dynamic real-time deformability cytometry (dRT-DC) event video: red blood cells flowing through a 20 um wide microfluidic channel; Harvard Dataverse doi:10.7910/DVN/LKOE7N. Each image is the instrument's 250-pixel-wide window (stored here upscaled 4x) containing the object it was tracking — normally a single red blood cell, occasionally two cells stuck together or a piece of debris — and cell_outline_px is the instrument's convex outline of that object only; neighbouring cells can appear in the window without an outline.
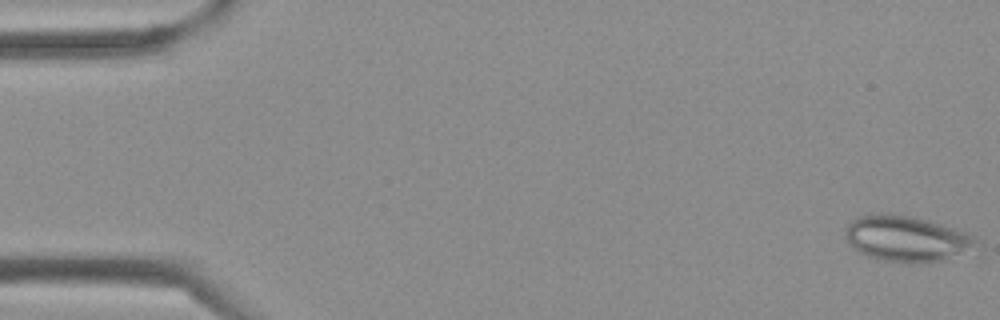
{"species": "Egyptian fruit bat (a non-hibernating species)", "species_latin": "Rousettus aegyptiacus", "temperature_condition": "cold", "stored_images_in_passage": 41, "camera_frame_rate_fps": 3000, "um_per_image_px": 0.085, "frame": {"image": 1, "passage_image": 1, "time_ms": 0.0, "image_size_px": [1000, 320], "cell_outline_px": [[984, 252], [980, 256], [944, 260], [884, 260], [868, 256], [860, 252], [848, 244], [844, 236], [844, 228], [852, 220], [860, 216], [872, 212], [884, 212], [912, 216], [968, 232], [976, 240]], "centroid_in_image_um": [77.22, 20.28], "position_along_channel_um": 7.8, "area_um2": 35.84}}
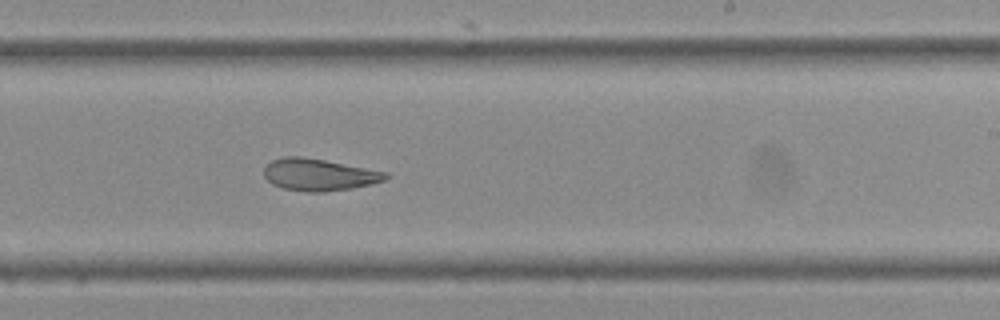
{"frame": {"image": 2, "passage_image": 25, "time_ms": 8.0, "image_size_px": [1000, 320], "cell_outline_px": [[388, 176], [384, 180], [372, 184], [352, 188], [320, 192], [308, 192], [284, 188], [272, 184], [264, 176], [264, 168], [272, 160], [284, 156], [300, 156], [324, 160], [388, 172]], "centroid_in_image_um": [27.1, 14.84], "position_along_channel_um": 261.9, "area_um2": 22.48}}
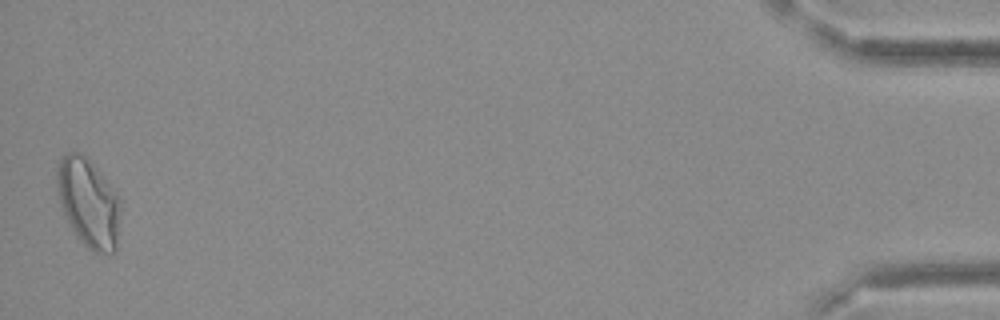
{"frame": {"image": 3, "passage_image": 41, "time_ms": 13.333, "image_size_px": [1000, 320], "cell_outline_px": [[120, 212], [116, 252], [92, 252], [76, 236], [60, 204], [56, 188], [56, 168], [60, 160], [68, 152], [80, 152], [88, 156], [120, 196]], "centroid_in_image_um": [7.53, 17.19], "position_along_channel_um": 427.7, "area_um2": 33.18}}